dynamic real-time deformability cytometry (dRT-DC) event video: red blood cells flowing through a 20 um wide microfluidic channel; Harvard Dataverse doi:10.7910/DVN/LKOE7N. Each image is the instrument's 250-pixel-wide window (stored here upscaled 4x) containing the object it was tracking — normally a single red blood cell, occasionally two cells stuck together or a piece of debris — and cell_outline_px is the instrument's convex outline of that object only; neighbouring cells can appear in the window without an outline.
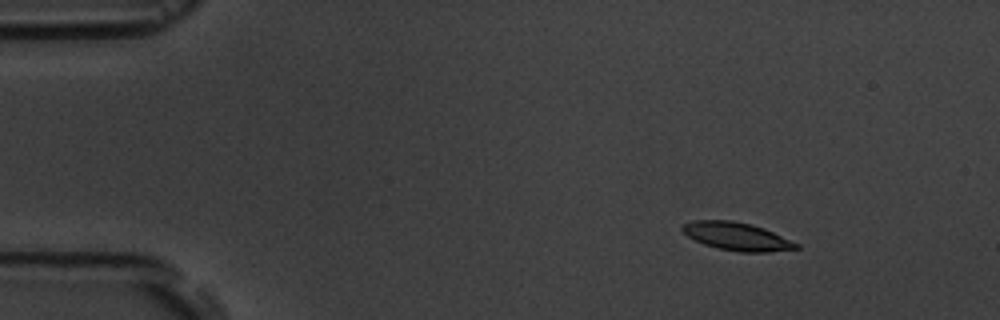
{"species": "common noctule bat (a hibernating species)", "species_latin": "Nyctalus noctula", "temperature_condition": "room temperature", "stored_images_in_passage": 7, "camera_frame_rate_fps": 3000, "um_per_image_px": 0.085, "animal": {"sex": "male", "body_mass_g": 19.5, "forearm_length_mm": 54.6}, "frame": {"image": 1, "passage_image": 3, "time_ms": 2.333, "image_size_px": [1000, 320], "cell_outline_px": [[800, 248], [768, 252], [740, 252], [716, 248], [704, 244], [688, 236], [680, 228], [684, 224], [692, 220], [732, 220], [752, 224], [764, 228], [800, 244]], "centroid_in_image_um": [62.64, 20.09], "position_along_channel_um": 22.4, "area_um2": 18.61}}
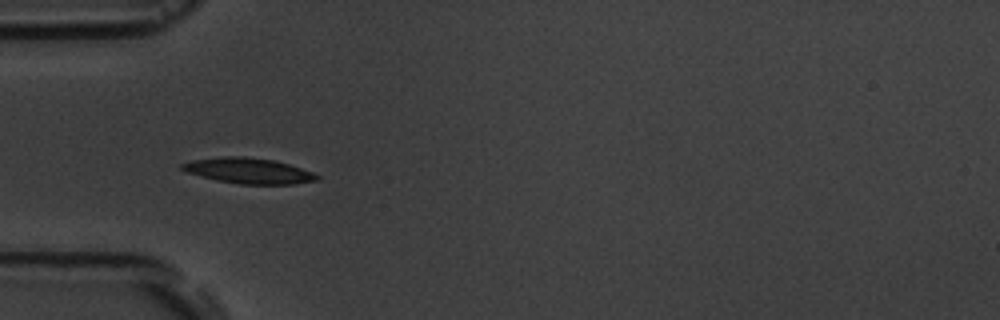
{"frame": {"image": 2, "passage_image": 6, "time_ms": 5.667, "image_size_px": [1000, 320], "cell_outline_px": [[320, 180], [292, 184], [240, 184], [220, 180], [188, 172], [180, 168], [180, 164], [192, 160], [224, 156], [244, 156], [272, 160], [288, 164], [312, 172], [320, 176]], "centroid_in_image_um": [21.16, 14.51], "position_along_channel_um": 63.8, "area_um2": 19.77}}
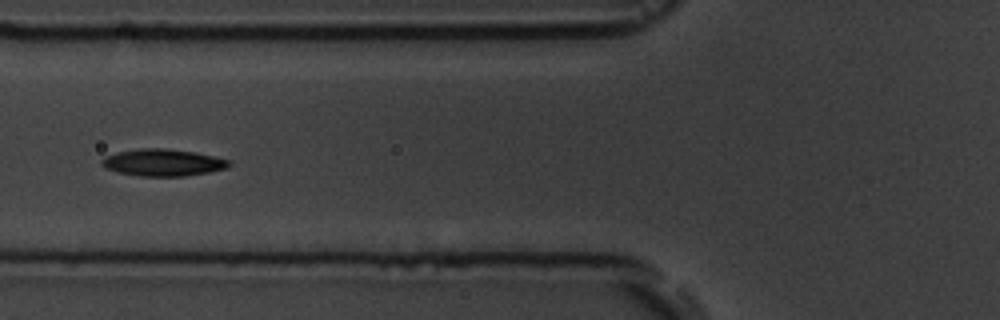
{"frame": {"image": 3, "passage_image": 7, "time_ms": 7.0, "image_size_px": [1000, 320], "cell_outline_px": [[232, 164], [228, 168], [208, 172], [184, 176], [140, 176], [116, 172], [104, 168], [100, 164], [100, 160], [104, 156], [116, 152], [140, 148], [164, 148], [196, 152], [228, 160]], "centroid_in_image_um": [13.79, 13.81], "position_along_channel_um": 112.0, "area_um2": 20.17}}